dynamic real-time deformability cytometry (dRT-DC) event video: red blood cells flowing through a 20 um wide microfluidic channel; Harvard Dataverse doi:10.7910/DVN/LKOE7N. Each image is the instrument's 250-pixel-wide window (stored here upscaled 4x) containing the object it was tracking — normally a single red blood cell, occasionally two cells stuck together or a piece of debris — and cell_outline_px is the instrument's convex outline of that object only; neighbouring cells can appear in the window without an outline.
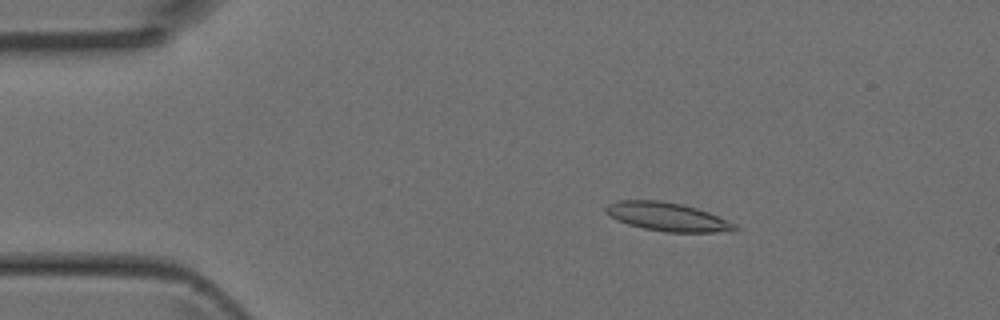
{"species": "Egyptian fruit bat (a non-hibernating species)", "species_latin": "Rousettus aegyptiacus", "temperature_condition": "room temperature", "stored_images_in_passage": 4, "camera_frame_rate_fps": 3000, "um_per_image_px": 0.085, "animal": {"sex": "female"}, "frame": {"image": 1, "passage_image": 2, "time_ms": 0.333, "image_size_px": [1000, 320], "cell_outline_px": [[740, 228], [732, 232], [664, 232], [644, 228], [628, 224], [604, 212], [604, 208], [608, 204], [620, 200], [660, 200], [684, 204], [708, 212], [736, 224]], "centroid_in_image_um": [56.77, 18.43], "position_along_channel_um": 28.2, "area_um2": 21.44}}
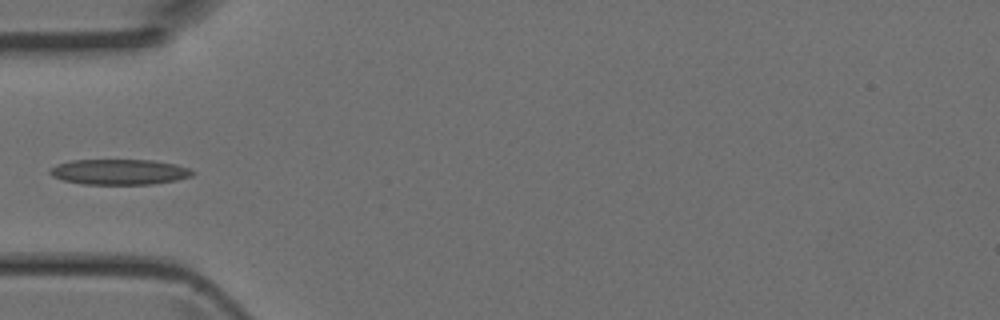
{"frame": {"image": 2, "passage_image": 4, "time_ms": 1.0, "image_size_px": [1000, 320], "cell_outline_px": [[196, 172], [192, 176], [176, 180], [152, 184], [80, 184], [64, 180], [52, 176], [48, 172], [56, 164], [72, 160], [152, 160], [176, 164], [188, 168]], "centroid_in_image_um": [10.15, 14.61], "position_along_channel_um": 74.9, "area_um2": 21.15}}